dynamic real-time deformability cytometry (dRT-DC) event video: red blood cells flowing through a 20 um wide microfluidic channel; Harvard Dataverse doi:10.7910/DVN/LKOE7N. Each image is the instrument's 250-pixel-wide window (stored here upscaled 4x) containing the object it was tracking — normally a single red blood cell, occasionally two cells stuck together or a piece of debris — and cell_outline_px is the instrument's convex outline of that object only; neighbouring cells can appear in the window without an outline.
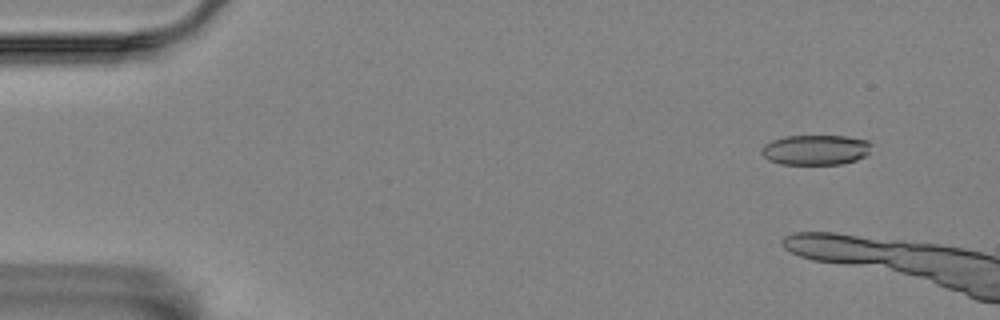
{"species": "Egyptian fruit bat (a non-hibernating species)", "species_latin": "Rousettus aegyptiacus", "temperature_condition": "room temperature", "stored_images_in_passage": 8, "camera_frame_rate_fps": 3000, "um_per_image_px": 0.085, "animal": {"sex": "female"}, "frame": {"image": 1, "passage_image": 1, "time_ms": 0.0, "image_size_px": [1000, 320], "cell_outline_px": [[872, 144], [868, 152], [864, 156], [856, 160], [840, 164], [780, 164], [768, 160], [760, 152], [764, 144], [772, 140], [784, 136], [848, 136], [868, 140]], "centroid_in_image_um": [69.31, 12.73], "position_along_channel_um": 15.7, "area_um2": 19.36}}